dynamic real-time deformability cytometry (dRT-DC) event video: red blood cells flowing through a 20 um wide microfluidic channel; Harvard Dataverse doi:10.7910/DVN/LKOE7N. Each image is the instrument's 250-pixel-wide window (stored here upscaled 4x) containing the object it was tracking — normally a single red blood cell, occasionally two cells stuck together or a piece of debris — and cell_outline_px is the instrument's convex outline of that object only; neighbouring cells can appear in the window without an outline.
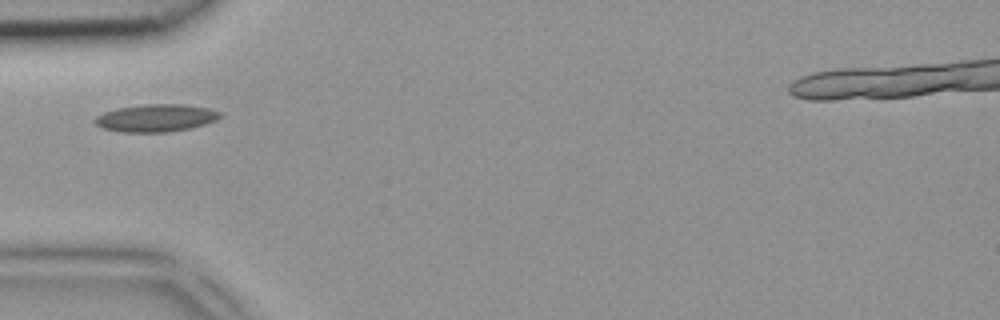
{"species": "common noctule bat (a hibernating species)", "species_latin": "Nyctalus noctula", "temperature_condition": "room temperature", "stored_images_in_passage": 1, "camera_frame_rate_fps": 3000, "um_per_image_px": 0.085, "animal": {"sex": "female", "body_mass_g": 18.4}, "frame": {"image": 1, "passage_image": 1, "time_ms": 0.0, "image_size_px": [1000, 320], "cell_outline_px": [[220, 116], [216, 120], [204, 124], [188, 128], [168, 132], [120, 132], [100, 128], [92, 120], [96, 116], [104, 112], [116, 108], [144, 104], [180, 104], [208, 108], [220, 112]], "centroid_in_image_um": [13.18, 10.03], "position_along_channel_um": 71.8, "area_um2": 20.06}}